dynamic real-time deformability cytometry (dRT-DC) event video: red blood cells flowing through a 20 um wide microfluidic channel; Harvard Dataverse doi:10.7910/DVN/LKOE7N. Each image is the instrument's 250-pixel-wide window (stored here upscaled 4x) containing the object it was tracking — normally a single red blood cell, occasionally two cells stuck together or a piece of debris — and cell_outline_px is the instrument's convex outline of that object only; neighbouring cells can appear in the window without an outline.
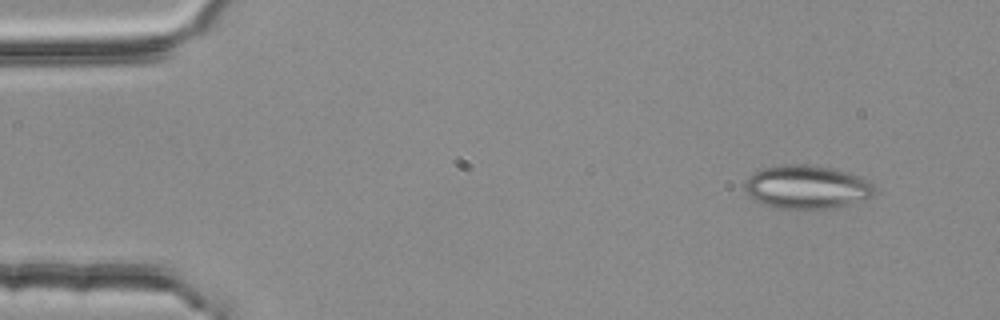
{"species": "common noctule bat (a hibernating species)", "species_latin": "Nyctalus noctula", "temperature_condition": "room temperature", "stored_images_in_passage": 3, "camera_frame_rate_fps": 3000, "um_per_image_px": 0.085, "animal": {"sex": "female", "body_mass_g": 25.1}, "frame": {"image": 1, "passage_image": 1, "time_ms": 0.0, "image_size_px": [1000, 320], "cell_outline_px": [[876, 192], [872, 196], [836, 208], [776, 208], [764, 204], [748, 196], [744, 188], [744, 184], [748, 176], [764, 168], [832, 168], [860, 176], [868, 180], [872, 184]], "centroid_in_image_um": [68.6, 15.96], "position_along_channel_um": 16.4, "area_um2": 31.44}}